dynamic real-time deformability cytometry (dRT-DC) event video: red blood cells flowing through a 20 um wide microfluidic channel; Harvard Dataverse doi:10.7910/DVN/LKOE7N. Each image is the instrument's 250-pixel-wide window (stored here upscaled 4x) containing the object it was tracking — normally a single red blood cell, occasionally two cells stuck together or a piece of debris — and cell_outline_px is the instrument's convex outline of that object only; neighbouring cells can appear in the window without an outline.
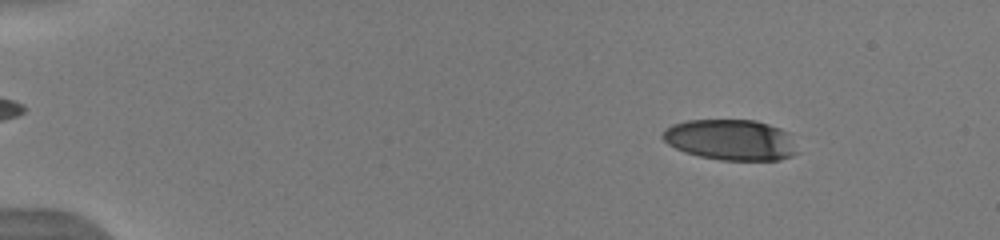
{"species": "human", "species_latin": "Homo sapiens", "temperature_condition": "warm", "stored_images_in_passage": 22, "camera_frame_rate_fps": 3000, "um_per_image_px": 0.085, "donor": {"sex": "male"}, "frame": {"image": 1, "passage_image": 5, "time_ms": 1.333, "image_size_px": [1000, 240], "cell_outline_px": [[800, 152], [792, 156], [780, 160], [720, 160], [700, 156], [684, 152], [668, 144], [660, 136], [672, 124], [688, 120], [756, 120], [780, 128], [788, 132]], "centroid_in_image_um": [62.15, 11.89], "position_along_channel_um": 22.9, "area_um2": 32.14}}
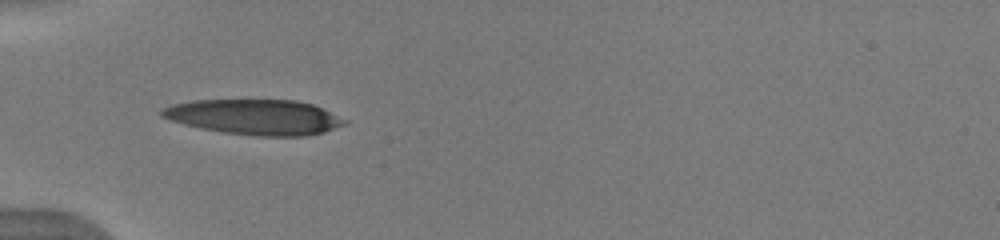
{"frame": {"image": 2, "passage_image": 16, "time_ms": 5.0, "image_size_px": [1000, 240], "cell_outline_px": [[348, 124], [324, 132], [308, 136], [256, 136], [224, 132], [200, 128], [184, 124], [160, 116], [160, 108], [172, 104], [192, 100], [296, 100], [312, 104], [348, 120]], "centroid_in_image_um": [21.66, 9.95], "position_along_channel_um": 63.3, "area_um2": 37.69}}
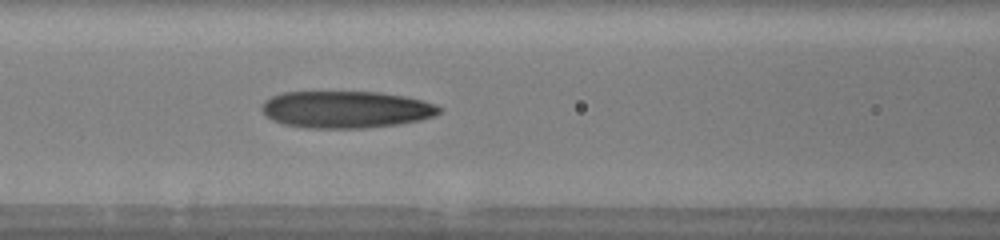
{"frame": {"image": 3, "passage_image": 22, "time_ms": 7.0, "image_size_px": [1000, 240], "cell_outline_px": [[444, 108], [440, 112], [432, 116], [420, 120], [396, 124], [368, 128], [308, 128], [284, 124], [272, 120], [264, 116], [260, 108], [264, 100], [272, 96], [284, 92], [380, 92], [404, 96], [424, 100], [436, 104]], "centroid_in_image_um": [29.39, 9.3], "position_along_channel_um": 137.2, "area_um2": 38.55}}